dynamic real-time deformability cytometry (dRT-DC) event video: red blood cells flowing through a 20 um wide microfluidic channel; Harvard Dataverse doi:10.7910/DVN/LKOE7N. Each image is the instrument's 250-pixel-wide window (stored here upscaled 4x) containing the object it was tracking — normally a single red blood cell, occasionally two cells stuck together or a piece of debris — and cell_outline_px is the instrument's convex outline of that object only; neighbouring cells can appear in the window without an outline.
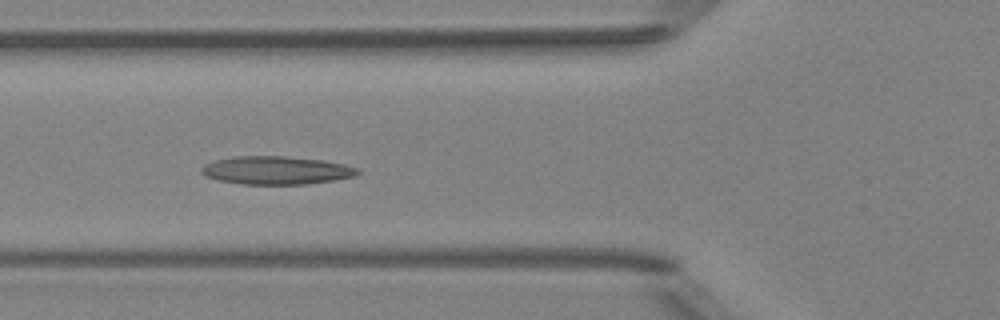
{"species": "Egyptian fruit bat (a non-hibernating species)", "species_latin": "Rousettus aegyptiacus", "temperature_condition": "room temperature", "stored_images_in_passage": 9, "camera_frame_rate_fps": 3000, "um_per_image_px": 0.085, "animal": {"sex": "female"}, "frame": {"image": 1, "passage_image": 6, "time_ms": 1.667, "image_size_px": [1000, 320], "cell_outline_px": [[360, 172], [352, 176], [332, 180], [308, 184], [240, 184], [220, 180], [204, 176], [200, 172], [200, 168], [204, 164], [212, 160], [232, 156], [284, 156], [324, 160], [344, 164], [360, 168]], "centroid_in_image_um": [23.43, 14.46], "position_along_channel_um": 102.4, "area_um2": 25.78}}
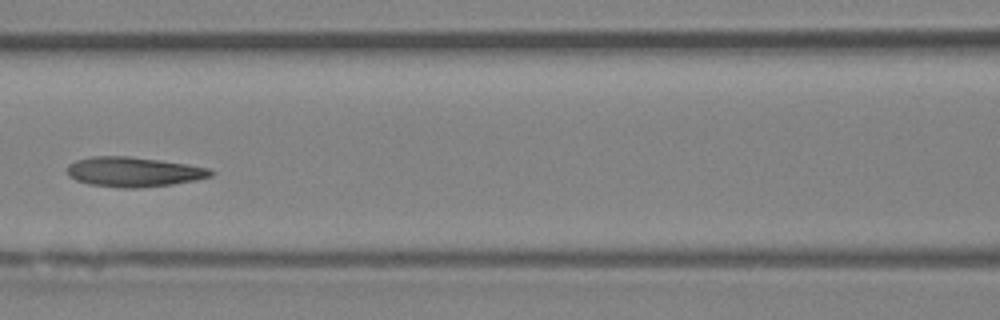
{"frame": {"image": 2, "passage_image": 7, "time_ms": 2.0, "image_size_px": [1000, 320], "cell_outline_px": [[216, 172], [212, 176], [196, 180], [172, 184], [140, 188], [124, 188], [88, 184], [76, 180], [68, 176], [68, 164], [76, 160], [92, 156], [128, 156], [160, 160], [208, 168]], "centroid_in_image_um": [11.35, 14.61], "position_along_channel_um": 155.2, "area_um2": 24.91}}
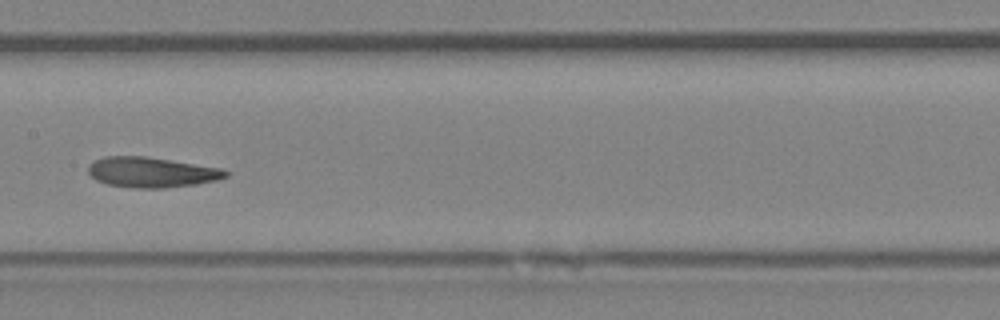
{"frame": {"image": 3, "passage_image": 8, "time_ms": 2.333, "image_size_px": [1000, 320], "cell_outline_px": [[228, 176], [216, 180], [196, 184], [164, 188], [132, 188], [108, 184], [96, 180], [88, 172], [88, 164], [104, 156], [148, 156], [220, 168], [228, 172]], "centroid_in_image_um": [12.86, 14.64], "position_along_channel_um": 194.5, "area_um2": 24.22}}